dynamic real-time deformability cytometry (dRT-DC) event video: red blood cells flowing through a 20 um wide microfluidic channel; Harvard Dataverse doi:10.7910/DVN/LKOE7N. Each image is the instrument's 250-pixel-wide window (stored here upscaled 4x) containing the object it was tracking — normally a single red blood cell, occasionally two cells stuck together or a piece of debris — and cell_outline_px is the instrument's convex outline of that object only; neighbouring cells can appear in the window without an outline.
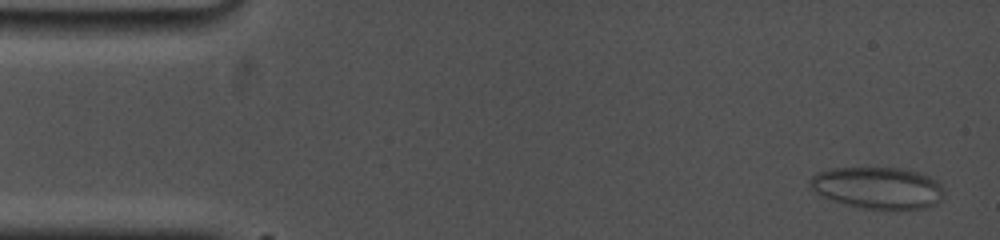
{"species": "common noctule bat (a hibernating species)", "species_latin": "Nyctalus noctula", "temperature_condition": "cold", "stored_images_in_passage": 10, "camera_frame_rate_fps": 5000, "um_per_image_px": 0.085, "animal": {"sex": "female", "body_mass_g": 19.0, "forearm_length_mm": 53.3}, "frame": {"image": 1, "passage_image": 6, "time_ms": 0.6, "image_size_px": [1000, 240], "cell_outline_px": [[944, 192], [940, 200], [936, 204], [924, 208], [860, 208], [844, 204], [820, 196], [808, 184], [808, 180], [812, 176], [820, 172], [832, 168], [900, 168], [916, 172], [928, 176], [936, 180], [940, 184]], "centroid_in_image_um": [74.58, 15.96], "position_along_channel_um": 10.4, "area_um2": 32.31}}